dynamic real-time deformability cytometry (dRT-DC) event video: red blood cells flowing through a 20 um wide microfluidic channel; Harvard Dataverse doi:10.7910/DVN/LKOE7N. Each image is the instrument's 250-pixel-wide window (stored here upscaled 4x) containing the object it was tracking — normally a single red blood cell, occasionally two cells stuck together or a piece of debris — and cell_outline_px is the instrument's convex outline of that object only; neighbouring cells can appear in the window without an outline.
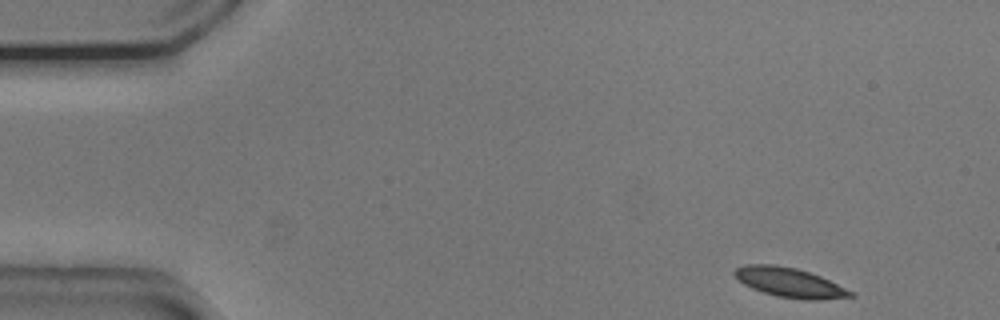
{"species": "common noctule bat (a hibernating species)", "species_latin": "Nyctalus noctula", "temperature_condition": "cold", "stored_images_in_passage": 31, "camera_frame_rate_fps": 3000, "um_per_image_px": 0.085, "animal": {"sex": "male", "body_mass_g": 20.5, "forearm_length_mm": 52.5}, "frame": {"image": 1, "passage_image": 1, "time_ms": 0.0, "image_size_px": [1000, 320], "cell_outline_px": [[856, 296], [820, 300], [804, 300], [776, 296], [752, 288], [744, 284], [732, 272], [736, 268], [744, 264], [772, 264], [796, 268], [820, 276], [852, 292]], "centroid_in_image_um": [67.09, 24.01], "position_along_channel_um": 17.9, "area_um2": 19.71}}
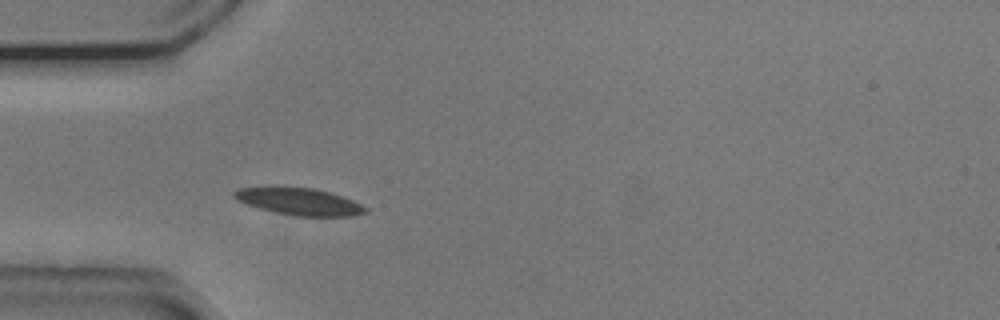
{"frame": {"image": 2, "passage_image": 12, "time_ms": 3.667, "image_size_px": [1000, 320], "cell_outline_px": [[368, 212], [352, 216], [296, 216], [276, 212], [260, 208], [236, 200], [232, 196], [232, 192], [236, 188], [312, 188], [328, 192], [352, 200], [368, 208]], "centroid_in_image_um": [25.44, 17.15], "position_along_channel_um": 59.6, "area_um2": 20.17}}
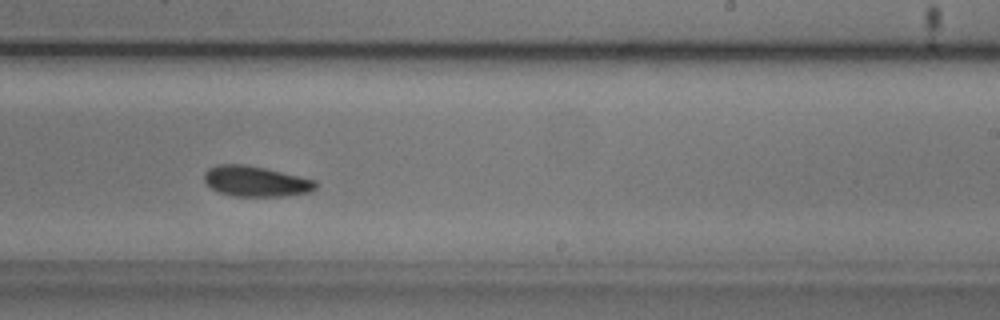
{"frame": {"image": 3, "passage_image": 29, "time_ms": 9.333, "image_size_px": [1000, 320], "cell_outline_px": [[316, 188], [312, 192], [284, 196], [232, 196], [220, 192], [212, 188], [204, 180], [204, 172], [208, 168], [216, 164], [244, 164], [264, 168], [316, 180]], "centroid_in_image_um": [21.73, 15.41], "position_along_channel_um": 267.3, "area_um2": 19.77}}